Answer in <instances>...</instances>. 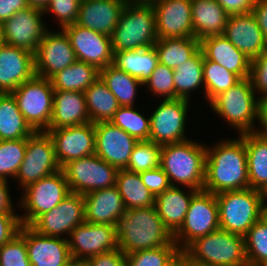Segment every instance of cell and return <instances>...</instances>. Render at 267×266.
Here are the masks:
<instances>
[{
	"instance_id": "5bb4252c",
	"label": "cell",
	"mask_w": 267,
	"mask_h": 266,
	"mask_svg": "<svg viewBox=\"0 0 267 266\" xmlns=\"http://www.w3.org/2000/svg\"><path fill=\"white\" fill-rule=\"evenodd\" d=\"M43 15V9L31 6L14 13L1 24L3 43L35 54L48 30L47 24L43 21Z\"/></svg>"
},
{
	"instance_id": "ac0fdd59",
	"label": "cell",
	"mask_w": 267,
	"mask_h": 266,
	"mask_svg": "<svg viewBox=\"0 0 267 266\" xmlns=\"http://www.w3.org/2000/svg\"><path fill=\"white\" fill-rule=\"evenodd\" d=\"M55 148L56 159L62 168L72 160L95 154L94 123L65 128L47 129Z\"/></svg>"
},
{
	"instance_id": "9f6ffc18",
	"label": "cell",
	"mask_w": 267,
	"mask_h": 266,
	"mask_svg": "<svg viewBox=\"0 0 267 266\" xmlns=\"http://www.w3.org/2000/svg\"><path fill=\"white\" fill-rule=\"evenodd\" d=\"M252 13L262 30L263 38L267 47V0H256Z\"/></svg>"
},
{
	"instance_id": "681fc988",
	"label": "cell",
	"mask_w": 267,
	"mask_h": 266,
	"mask_svg": "<svg viewBox=\"0 0 267 266\" xmlns=\"http://www.w3.org/2000/svg\"><path fill=\"white\" fill-rule=\"evenodd\" d=\"M249 78L258 99L267 98V50L251 60Z\"/></svg>"
},
{
	"instance_id": "4fadbf2b",
	"label": "cell",
	"mask_w": 267,
	"mask_h": 266,
	"mask_svg": "<svg viewBox=\"0 0 267 266\" xmlns=\"http://www.w3.org/2000/svg\"><path fill=\"white\" fill-rule=\"evenodd\" d=\"M190 104L185 99H161L150 114L149 140L160 146L188 140L185 127Z\"/></svg>"
},
{
	"instance_id": "f35d334b",
	"label": "cell",
	"mask_w": 267,
	"mask_h": 266,
	"mask_svg": "<svg viewBox=\"0 0 267 266\" xmlns=\"http://www.w3.org/2000/svg\"><path fill=\"white\" fill-rule=\"evenodd\" d=\"M100 78L117 98L120 106H135L137 89L143 86L138 78L117 69L114 65L101 69Z\"/></svg>"
},
{
	"instance_id": "f1b7e54d",
	"label": "cell",
	"mask_w": 267,
	"mask_h": 266,
	"mask_svg": "<svg viewBox=\"0 0 267 266\" xmlns=\"http://www.w3.org/2000/svg\"><path fill=\"white\" fill-rule=\"evenodd\" d=\"M185 188L187 191L181 186H170L155 197L154 206L158 215L172 235L182 226L191 198L197 192L195 189Z\"/></svg>"
},
{
	"instance_id": "ab89813d",
	"label": "cell",
	"mask_w": 267,
	"mask_h": 266,
	"mask_svg": "<svg viewBox=\"0 0 267 266\" xmlns=\"http://www.w3.org/2000/svg\"><path fill=\"white\" fill-rule=\"evenodd\" d=\"M242 79L223 66L204 58L203 81L204 98L210 103L217 95L236 85Z\"/></svg>"
},
{
	"instance_id": "c3c4849f",
	"label": "cell",
	"mask_w": 267,
	"mask_h": 266,
	"mask_svg": "<svg viewBox=\"0 0 267 266\" xmlns=\"http://www.w3.org/2000/svg\"><path fill=\"white\" fill-rule=\"evenodd\" d=\"M81 0H49L43 9L44 14H53L59 22L60 30L73 25L78 16Z\"/></svg>"
},
{
	"instance_id": "ffe728a7",
	"label": "cell",
	"mask_w": 267,
	"mask_h": 266,
	"mask_svg": "<svg viewBox=\"0 0 267 266\" xmlns=\"http://www.w3.org/2000/svg\"><path fill=\"white\" fill-rule=\"evenodd\" d=\"M95 154L119 169H126L138 140L112 122L94 123Z\"/></svg>"
},
{
	"instance_id": "94428289",
	"label": "cell",
	"mask_w": 267,
	"mask_h": 266,
	"mask_svg": "<svg viewBox=\"0 0 267 266\" xmlns=\"http://www.w3.org/2000/svg\"><path fill=\"white\" fill-rule=\"evenodd\" d=\"M28 5L31 7H38L44 9L45 6L49 3V0H26Z\"/></svg>"
},
{
	"instance_id": "44dd1931",
	"label": "cell",
	"mask_w": 267,
	"mask_h": 266,
	"mask_svg": "<svg viewBox=\"0 0 267 266\" xmlns=\"http://www.w3.org/2000/svg\"><path fill=\"white\" fill-rule=\"evenodd\" d=\"M156 17L158 39L194 36L191 0H149Z\"/></svg>"
},
{
	"instance_id": "03108f58",
	"label": "cell",
	"mask_w": 267,
	"mask_h": 266,
	"mask_svg": "<svg viewBox=\"0 0 267 266\" xmlns=\"http://www.w3.org/2000/svg\"><path fill=\"white\" fill-rule=\"evenodd\" d=\"M3 44V39H2V28L0 25V46Z\"/></svg>"
},
{
	"instance_id": "d6a6232c",
	"label": "cell",
	"mask_w": 267,
	"mask_h": 266,
	"mask_svg": "<svg viewBox=\"0 0 267 266\" xmlns=\"http://www.w3.org/2000/svg\"><path fill=\"white\" fill-rule=\"evenodd\" d=\"M35 130L20 112L12 93H0V140L28 138Z\"/></svg>"
},
{
	"instance_id": "d6986e66",
	"label": "cell",
	"mask_w": 267,
	"mask_h": 266,
	"mask_svg": "<svg viewBox=\"0 0 267 266\" xmlns=\"http://www.w3.org/2000/svg\"><path fill=\"white\" fill-rule=\"evenodd\" d=\"M71 257L88 259L118 249L115 227L109 224L84 222L76 226L67 237Z\"/></svg>"
},
{
	"instance_id": "e0dca14e",
	"label": "cell",
	"mask_w": 267,
	"mask_h": 266,
	"mask_svg": "<svg viewBox=\"0 0 267 266\" xmlns=\"http://www.w3.org/2000/svg\"><path fill=\"white\" fill-rule=\"evenodd\" d=\"M77 61L66 33L48 29L34 54L35 74L50 79Z\"/></svg>"
},
{
	"instance_id": "816d5d0a",
	"label": "cell",
	"mask_w": 267,
	"mask_h": 266,
	"mask_svg": "<svg viewBox=\"0 0 267 266\" xmlns=\"http://www.w3.org/2000/svg\"><path fill=\"white\" fill-rule=\"evenodd\" d=\"M20 215L16 212H0V247L19 233Z\"/></svg>"
},
{
	"instance_id": "9a60e30c",
	"label": "cell",
	"mask_w": 267,
	"mask_h": 266,
	"mask_svg": "<svg viewBox=\"0 0 267 266\" xmlns=\"http://www.w3.org/2000/svg\"><path fill=\"white\" fill-rule=\"evenodd\" d=\"M84 222V196L71 192L56 207L40 215L30 227L44 236L67 239L70 232Z\"/></svg>"
},
{
	"instance_id": "7bdbcfd3",
	"label": "cell",
	"mask_w": 267,
	"mask_h": 266,
	"mask_svg": "<svg viewBox=\"0 0 267 266\" xmlns=\"http://www.w3.org/2000/svg\"><path fill=\"white\" fill-rule=\"evenodd\" d=\"M27 138L0 140V179L8 181L16 177L24 160Z\"/></svg>"
},
{
	"instance_id": "db71d44e",
	"label": "cell",
	"mask_w": 267,
	"mask_h": 266,
	"mask_svg": "<svg viewBox=\"0 0 267 266\" xmlns=\"http://www.w3.org/2000/svg\"><path fill=\"white\" fill-rule=\"evenodd\" d=\"M230 15L252 12L256 0H216Z\"/></svg>"
},
{
	"instance_id": "7402d4cb",
	"label": "cell",
	"mask_w": 267,
	"mask_h": 266,
	"mask_svg": "<svg viewBox=\"0 0 267 266\" xmlns=\"http://www.w3.org/2000/svg\"><path fill=\"white\" fill-rule=\"evenodd\" d=\"M35 75L33 53L5 43L0 46V93H12Z\"/></svg>"
},
{
	"instance_id": "603a6c76",
	"label": "cell",
	"mask_w": 267,
	"mask_h": 266,
	"mask_svg": "<svg viewBox=\"0 0 267 266\" xmlns=\"http://www.w3.org/2000/svg\"><path fill=\"white\" fill-rule=\"evenodd\" d=\"M223 35L250 60L267 50L262 30L252 12L230 15Z\"/></svg>"
},
{
	"instance_id": "7a4b0ae2",
	"label": "cell",
	"mask_w": 267,
	"mask_h": 266,
	"mask_svg": "<svg viewBox=\"0 0 267 266\" xmlns=\"http://www.w3.org/2000/svg\"><path fill=\"white\" fill-rule=\"evenodd\" d=\"M118 248L125 255L176 244L155 206L126 210L114 225Z\"/></svg>"
},
{
	"instance_id": "2e32d148",
	"label": "cell",
	"mask_w": 267,
	"mask_h": 266,
	"mask_svg": "<svg viewBox=\"0 0 267 266\" xmlns=\"http://www.w3.org/2000/svg\"><path fill=\"white\" fill-rule=\"evenodd\" d=\"M70 40L76 59L86 62L99 71L113 63L111 37L76 23L62 29Z\"/></svg>"
},
{
	"instance_id": "60d3db41",
	"label": "cell",
	"mask_w": 267,
	"mask_h": 266,
	"mask_svg": "<svg viewBox=\"0 0 267 266\" xmlns=\"http://www.w3.org/2000/svg\"><path fill=\"white\" fill-rule=\"evenodd\" d=\"M126 131L138 141H148L150 136V116L144 117L135 106H120L110 121Z\"/></svg>"
},
{
	"instance_id": "8fae6325",
	"label": "cell",
	"mask_w": 267,
	"mask_h": 266,
	"mask_svg": "<svg viewBox=\"0 0 267 266\" xmlns=\"http://www.w3.org/2000/svg\"><path fill=\"white\" fill-rule=\"evenodd\" d=\"M60 170L51 136L46 131H35L27 138L24 160L15 177L18 185L23 190Z\"/></svg>"
},
{
	"instance_id": "e575fe53",
	"label": "cell",
	"mask_w": 267,
	"mask_h": 266,
	"mask_svg": "<svg viewBox=\"0 0 267 266\" xmlns=\"http://www.w3.org/2000/svg\"><path fill=\"white\" fill-rule=\"evenodd\" d=\"M84 93L90 122H109L113 119L120 105L100 77Z\"/></svg>"
},
{
	"instance_id": "277c9868",
	"label": "cell",
	"mask_w": 267,
	"mask_h": 266,
	"mask_svg": "<svg viewBox=\"0 0 267 266\" xmlns=\"http://www.w3.org/2000/svg\"><path fill=\"white\" fill-rule=\"evenodd\" d=\"M113 52L152 47L158 40L156 17L149 0L127 2L111 36Z\"/></svg>"
},
{
	"instance_id": "74e56055",
	"label": "cell",
	"mask_w": 267,
	"mask_h": 266,
	"mask_svg": "<svg viewBox=\"0 0 267 266\" xmlns=\"http://www.w3.org/2000/svg\"><path fill=\"white\" fill-rule=\"evenodd\" d=\"M154 47L159 63L176 69L200 49V41L192 37L163 38L158 39Z\"/></svg>"
},
{
	"instance_id": "d4e9b609",
	"label": "cell",
	"mask_w": 267,
	"mask_h": 266,
	"mask_svg": "<svg viewBox=\"0 0 267 266\" xmlns=\"http://www.w3.org/2000/svg\"><path fill=\"white\" fill-rule=\"evenodd\" d=\"M125 0H81L76 24L112 36Z\"/></svg>"
},
{
	"instance_id": "7dc6e473",
	"label": "cell",
	"mask_w": 267,
	"mask_h": 266,
	"mask_svg": "<svg viewBox=\"0 0 267 266\" xmlns=\"http://www.w3.org/2000/svg\"><path fill=\"white\" fill-rule=\"evenodd\" d=\"M174 69L158 63L150 78L143 83L154 96L175 99Z\"/></svg>"
},
{
	"instance_id": "003e7915",
	"label": "cell",
	"mask_w": 267,
	"mask_h": 266,
	"mask_svg": "<svg viewBox=\"0 0 267 266\" xmlns=\"http://www.w3.org/2000/svg\"><path fill=\"white\" fill-rule=\"evenodd\" d=\"M126 2H139V1H144V0H125Z\"/></svg>"
},
{
	"instance_id": "30bf717a",
	"label": "cell",
	"mask_w": 267,
	"mask_h": 266,
	"mask_svg": "<svg viewBox=\"0 0 267 266\" xmlns=\"http://www.w3.org/2000/svg\"><path fill=\"white\" fill-rule=\"evenodd\" d=\"M23 117L35 131H46L51 121L54 89L50 79L35 75L13 92Z\"/></svg>"
},
{
	"instance_id": "6125c7cd",
	"label": "cell",
	"mask_w": 267,
	"mask_h": 266,
	"mask_svg": "<svg viewBox=\"0 0 267 266\" xmlns=\"http://www.w3.org/2000/svg\"><path fill=\"white\" fill-rule=\"evenodd\" d=\"M69 266H90L87 259H77V258H71L69 261Z\"/></svg>"
},
{
	"instance_id": "b9f144b4",
	"label": "cell",
	"mask_w": 267,
	"mask_h": 266,
	"mask_svg": "<svg viewBox=\"0 0 267 266\" xmlns=\"http://www.w3.org/2000/svg\"><path fill=\"white\" fill-rule=\"evenodd\" d=\"M244 244L248 265H267V224L262 219L249 228L244 235Z\"/></svg>"
},
{
	"instance_id": "52a82bcc",
	"label": "cell",
	"mask_w": 267,
	"mask_h": 266,
	"mask_svg": "<svg viewBox=\"0 0 267 266\" xmlns=\"http://www.w3.org/2000/svg\"><path fill=\"white\" fill-rule=\"evenodd\" d=\"M220 229L244 236L261 219L262 192L252 188L216 194Z\"/></svg>"
},
{
	"instance_id": "be15d7a7",
	"label": "cell",
	"mask_w": 267,
	"mask_h": 266,
	"mask_svg": "<svg viewBox=\"0 0 267 266\" xmlns=\"http://www.w3.org/2000/svg\"><path fill=\"white\" fill-rule=\"evenodd\" d=\"M261 219L267 224V203H262Z\"/></svg>"
},
{
	"instance_id": "ba28073f",
	"label": "cell",
	"mask_w": 267,
	"mask_h": 266,
	"mask_svg": "<svg viewBox=\"0 0 267 266\" xmlns=\"http://www.w3.org/2000/svg\"><path fill=\"white\" fill-rule=\"evenodd\" d=\"M219 228V207L216 195L200 190L192 196L185 220L173 235V241L180 251H184L196 239Z\"/></svg>"
},
{
	"instance_id": "9c48e42d",
	"label": "cell",
	"mask_w": 267,
	"mask_h": 266,
	"mask_svg": "<svg viewBox=\"0 0 267 266\" xmlns=\"http://www.w3.org/2000/svg\"><path fill=\"white\" fill-rule=\"evenodd\" d=\"M19 208L24 211L20 221L30 226L40 215L56 207L71 191L62 170L44 177L22 190Z\"/></svg>"
},
{
	"instance_id": "f6af8a7d",
	"label": "cell",
	"mask_w": 267,
	"mask_h": 266,
	"mask_svg": "<svg viewBox=\"0 0 267 266\" xmlns=\"http://www.w3.org/2000/svg\"><path fill=\"white\" fill-rule=\"evenodd\" d=\"M177 244H168L159 248L146 249L126 255L128 266H165L178 253Z\"/></svg>"
},
{
	"instance_id": "680465c9",
	"label": "cell",
	"mask_w": 267,
	"mask_h": 266,
	"mask_svg": "<svg viewBox=\"0 0 267 266\" xmlns=\"http://www.w3.org/2000/svg\"><path fill=\"white\" fill-rule=\"evenodd\" d=\"M8 186V181L0 179V212H15Z\"/></svg>"
},
{
	"instance_id": "83f0119b",
	"label": "cell",
	"mask_w": 267,
	"mask_h": 266,
	"mask_svg": "<svg viewBox=\"0 0 267 266\" xmlns=\"http://www.w3.org/2000/svg\"><path fill=\"white\" fill-rule=\"evenodd\" d=\"M89 122L84 92L54 90V103L48 129L71 127Z\"/></svg>"
},
{
	"instance_id": "f546056e",
	"label": "cell",
	"mask_w": 267,
	"mask_h": 266,
	"mask_svg": "<svg viewBox=\"0 0 267 266\" xmlns=\"http://www.w3.org/2000/svg\"><path fill=\"white\" fill-rule=\"evenodd\" d=\"M191 11L196 39L223 35L229 15L216 0H191Z\"/></svg>"
},
{
	"instance_id": "7c38bea8",
	"label": "cell",
	"mask_w": 267,
	"mask_h": 266,
	"mask_svg": "<svg viewBox=\"0 0 267 266\" xmlns=\"http://www.w3.org/2000/svg\"><path fill=\"white\" fill-rule=\"evenodd\" d=\"M64 172L72 193L86 194L116 185L118 169L96 154L72 160L65 164Z\"/></svg>"
},
{
	"instance_id": "6da1fadb",
	"label": "cell",
	"mask_w": 267,
	"mask_h": 266,
	"mask_svg": "<svg viewBox=\"0 0 267 266\" xmlns=\"http://www.w3.org/2000/svg\"><path fill=\"white\" fill-rule=\"evenodd\" d=\"M249 188L247 153L244 140H220L206 145L205 179L203 190L218 194Z\"/></svg>"
},
{
	"instance_id": "e7e4bbea",
	"label": "cell",
	"mask_w": 267,
	"mask_h": 266,
	"mask_svg": "<svg viewBox=\"0 0 267 266\" xmlns=\"http://www.w3.org/2000/svg\"><path fill=\"white\" fill-rule=\"evenodd\" d=\"M262 192V203H267V187Z\"/></svg>"
},
{
	"instance_id": "8992f818",
	"label": "cell",
	"mask_w": 267,
	"mask_h": 266,
	"mask_svg": "<svg viewBox=\"0 0 267 266\" xmlns=\"http://www.w3.org/2000/svg\"><path fill=\"white\" fill-rule=\"evenodd\" d=\"M258 97L250 78L217 95L209 104L238 134L253 132L257 122ZM255 121V122H254Z\"/></svg>"
},
{
	"instance_id": "bcb514c9",
	"label": "cell",
	"mask_w": 267,
	"mask_h": 266,
	"mask_svg": "<svg viewBox=\"0 0 267 266\" xmlns=\"http://www.w3.org/2000/svg\"><path fill=\"white\" fill-rule=\"evenodd\" d=\"M0 266H32L27 254L25 225H21L19 233L0 247Z\"/></svg>"
},
{
	"instance_id": "4316f807",
	"label": "cell",
	"mask_w": 267,
	"mask_h": 266,
	"mask_svg": "<svg viewBox=\"0 0 267 266\" xmlns=\"http://www.w3.org/2000/svg\"><path fill=\"white\" fill-rule=\"evenodd\" d=\"M83 196L86 222L114 226L116 220L126 212L116 185L86 193Z\"/></svg>"
},
{
	"instance_id": "1f68e13d",
	"label": "cell",
	"mask_w": 267,
	"mask_h": 266,
	"mask_svg": "<svg viewBox=\"0 0 267 266\" xmlns=\"http://www.w3.org/2000/svg\"><path fill=\"white\" fill-rule=\"evenodd\" d=\"M158 63L157 51L152 46L114 52L112 65L145 83Z\"/></svg>"
},
{
	"instance_id": "d590c367",
	"label": "cell",
	"mask_w": 267,
	"mask_h": 266,
	"mask_svg": "<svg viewBox=\"0 0 267 266\" xmlns=\"http://www.w3.org/2000/svg\"><path fill=\"white\" fill-rule=\"evenodd\" d=\"M204 56L199 49L190 59L174 69L175 99H185L190 101V94L200 89L205 92L203 81ZM194 90V91H193Z\"/></svg>"
},
{
	"instance_id": "3957f363",
	"label": "cell",
	"mask_w": 267,
	"mask_h": 266,
	"mask_svg": "<svg viewBox=\"0 0 267 266\" xmlns=\"http://www.w3.org/2000/svg\"><path fill=\"white\" fill-rule=\"evenodd\" d=\"M206 145L190 139L163 145L160 167L168 176L171 186L203 190L205 179Z\"/></svg>"
},
{
	"instance_id": "6f0895ef",
	"label": "cell",
	"mask_w": 267,
	"mask_h": 266,
	"mask_svg": "<svg viewBox=\"0 0 267 266\" xmlns=\"http://www.w3.org/2000/svg\"><path fill=\"white\" fill-rule=\"evenodd\" d=\"M257 123L260 129L254 128L253 133L267 138V98L260 99L257 105Z\"/></svg>"
},
{
	"instance_id": "11a10c76",
	"label": "cell",
	"mask_w": 267,
	"mask_h": 266,
	"mask_svg": "<svg viewBox=\"0 0 267 266\" xmlns=\"http://www.w3.org/2000/svg\"><path fill=\"white\" fill-rule=\"evenodd\" d=\"M29 7L26 0H0V25L14 13Z\"/></svg>"
},
{
	"instance_id": "f907efd6",
	"label": "cell",
	"mask_w": 267,
	"mask_h": 266,
	"mask_svg": "<svg viewBox=\"0 0 267 266\" xmlns=\"http://www.w3.org/2000/svg\"><path fill=\"white\" fill-rule=\"evenodd\" d=\"M139 174L143 184L154 197L161 194L171 186L168 176L160 166L151 170L140 172Z\"/></svg>"
},
{
	"instance_id": "4dcf8cb0",
	"label": "cell",
	"mask_w": 267,
	"mask_h": 266,
	"mask_svg": "<svg viewBox=\"0 0 267 266\" xmlns=\"http://www.w3.org/2000/svg\"><path fill=\"white\" fill-rule=\"evenodd\" d=\"M245 144L249 187L263 191L267 187V138L253 132L239 135Z\"/></svg>"
},
{
	"instance_id": "5b68a950",
	"label": "cell",
	"mask_w": 267,
	"mask_h": 266,
	"mask_svg": "<svg viewBox=\"0 0 267 266\" xmlns=\"http://www.w3.org/2000/svg\"><path fill=\"white\" fill-rule=\"evenodd\" d=\"M189 266H248L244 236L217 229L185 250Z\"/></svg>"
},
{
	"instance_id": "f5cc1de1",
	"label": "cell",
	"mask_w": 267,
	"mask_h": 266,
	"mask_svg": "<svg viewBox=\"0 0 267 266\" xmlns=\"http://www.w3.org/2000/svg\"><path fill=\"white\" fill-rule=\"evenodd\" d=\"M87 260L90 266H128L126 255L119 248L92 256Z\"/></svg>"
},
{
	"instance_id": "91938a15",
	"label": "cell",
	"mask_w": 267,
	"mask_h": 266,
	"mask_svg": "<svg viewBox=\"0 0 267 266\" xmlns=\"http://www.w3.org/2000/svg\"><path fill=\"white\" fill-rule=\"evenodd\" d=\"M165 266H189L186 253L180 251L167 265Z\"/></svg>"
},
{
	"instance_id": "8d00e7d4",
	"label": "cell",
	"mask_w": 267,
	"mask_h": 266,
	"mask_svg": "<svg viewBox=\"0 0 267 266\" xmlns=\"http://www.w3.org/2000/svg\"><path fill=\"white\" fill-rule=\"evenodd\" d=\"M116 187L122 196L126 210L154 205L155 197L143 184L139 173L119 169Z\"/></svg>"
},
{
	"instance_id": "484cf974",
	"label": "cell",
	"mask_w": 267,
	"mask_h": 266,
	"mask_svg": "<svg viewBox=\"0 0 267 266\" xmlns=\"http://www.w3.org/2000/svg\"><path fill=\"white\" fill-rule=\"evenodd\" d=\"M200 49L205 59L218 63L241 79L250 77L251 60L224 35L200 40Z\"/></svg>"
},
{
	"instance_id": "cb8c5ba5",
	"label": "cell",
	"mask_w": 267,
	"mask_h": 266,
	"mask_svg": "<svg viewBox=\"0 0 267 266\" xmlns=\"http://www.w3.org/2000/svg\"><path fill=\"white\" fill-rule=\"evenodd\" d=\"M25 241L32 266H67L72 258L66 238L44 236L25 225Z\"/></svg>"
},
{
	"instance_id": "ee69618b",
	"label": "cell",
	"mask_w": 267,
	"mask_h": 266,
	"mask_svg": "<svg viewBox=\"0 0 267 266\" xmlns=\"http://www.w3.org/2000/svg\"><path fill=\"white\" fill-rule=\"evenodd\" d=\"M161 147L150 140L138 141L132 150L126 170L140 173L159 167Z\"/></svg>"
},
{
	"instance_id": "836d02e7",
	"label": "cell",
	"mask_w": 267,
	"mask_h": 266,
	"mask_svg": "<svg viewBox=\"0 0 267 266\" xmlns=\"http://www.w3.org/2000/svg\"><path fill=\"white\" fill-rule=\"evenodd\" d=\"M100 71L83 61H75L50 78L54 90L85 92L98 78Z\"/></svg>"
}]
</instances>
